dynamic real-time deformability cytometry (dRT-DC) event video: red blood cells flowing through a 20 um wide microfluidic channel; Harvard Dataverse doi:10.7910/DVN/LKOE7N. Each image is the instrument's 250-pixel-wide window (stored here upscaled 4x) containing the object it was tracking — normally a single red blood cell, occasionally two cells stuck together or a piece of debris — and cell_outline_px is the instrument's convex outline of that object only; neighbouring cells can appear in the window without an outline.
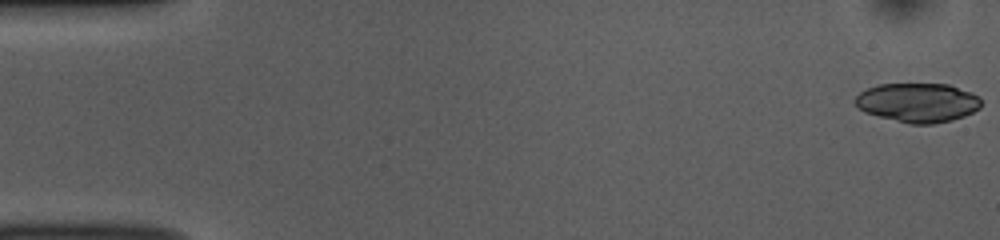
{"species": "common noctule bat (a hibernating species)", "species_latin": "Nyctalus noctula", "temperature_condition": "room temperature", "stored_images_in_passage": 53, "camera_frame_rate_fps": 3000, "um_per_image_px": 0.085, "animal": {"sex": "female", "body_mass_g": 10.0, "forearm_length_mm": 53.1}, "frame": {"image": 1, "passage_image": 1, "time_ms": 0.0, "image_size_px": [1000, 240], "cell_outline_px": [[980, 108], [964, 116], [952, 120], [932, 124], [908, 124], [864, 112], [852, 100], [860, 92], [868, 88], [880, 84], [948, 84], [972, 92], [980, 96]], "centroid_in_image_um": [78.02, 8.72], "position_along_channel_um": 7.0, "area_um2": 28.84}}
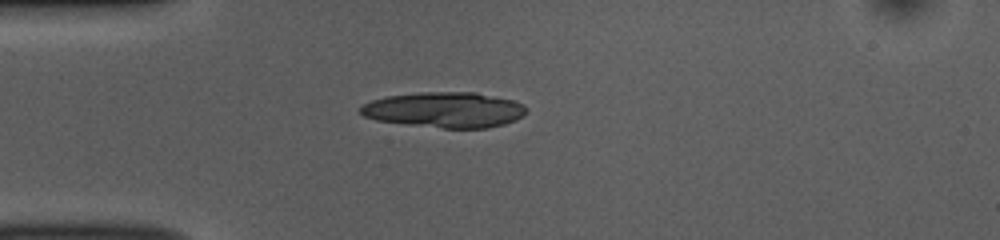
{"frame": {"image": 2, "passage_image": 14, "time_ms": 4.333, "image_size_px": [1000, 240], "cell_outline_px": [[528, 108], [516, 120], [504, 124], [488, 128], [444, 128], [408, 124], [376, 120], [364, 116], [360, 112], [360, 108], [364, 104], [372, 100], [384, 96], [420, 92], [476, 92], [512, 100], [524, 104]], "centroid_in_image_um": [37.8, 9.33], "position_along_channel_um": 47.2, "area_um2": 34.22}}